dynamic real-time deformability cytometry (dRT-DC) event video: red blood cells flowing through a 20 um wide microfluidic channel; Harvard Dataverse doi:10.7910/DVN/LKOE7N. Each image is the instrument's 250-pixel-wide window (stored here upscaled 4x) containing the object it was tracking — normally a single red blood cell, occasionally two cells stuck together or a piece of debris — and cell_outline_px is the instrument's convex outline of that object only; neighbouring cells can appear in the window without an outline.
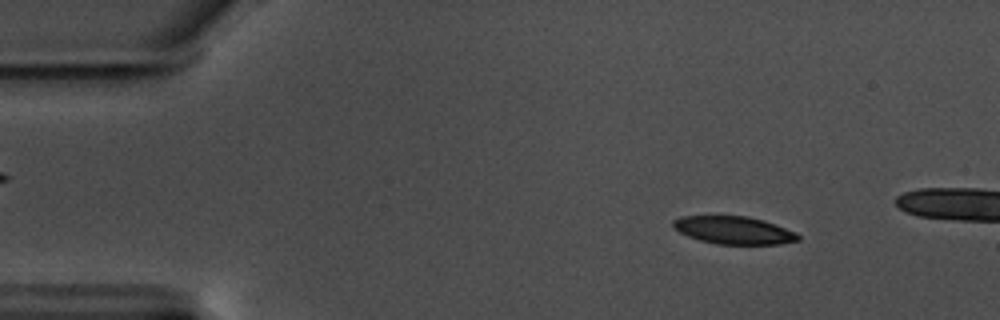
{"species": "common noctule bat (a hibernating species)", "species_latin": "Nyctalus noctula", "temperature_condition": "warm", "stored_images_in_passage": 17, "camera_frame_rate_fps": 3000, "um_per_image_px": 0.085, "animal": {"sex": "male", "body_mass_g": 17.5, "forearm_length_mm": 52.3}, "frame": {"image": 1, "passage_image": 8, "time_ms": 2.333, "image_size_px": [1000, 320], "cell_outline_px": [[800, 240], [780, 244], [716, 244], [700, 240], [688, 236], [672, 228], [672, 220], [680, 216], [748, 216], [764, 220], [796, 232], [800, 236]], "centroid_in_image_um": [62.36, 19.56], "position_along_channel_um": 22.6, "area_um2": 20.29}}